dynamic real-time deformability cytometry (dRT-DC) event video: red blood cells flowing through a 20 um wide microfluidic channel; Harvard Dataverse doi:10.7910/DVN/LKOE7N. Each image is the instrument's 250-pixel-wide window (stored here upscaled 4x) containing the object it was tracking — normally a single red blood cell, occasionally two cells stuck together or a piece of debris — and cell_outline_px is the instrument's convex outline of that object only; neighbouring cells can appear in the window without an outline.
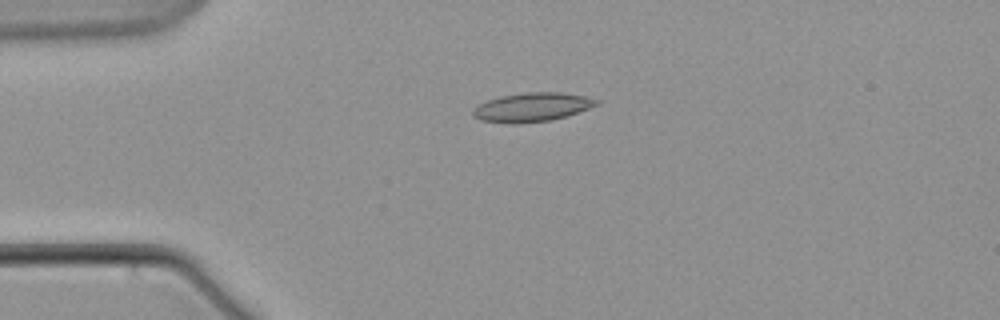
{"species": "common noctule bat (a hibernating species)", "species_latin": "Nyctalus noctula", "temperature_condition": "warm", "stored_images_in_passage": 6, "camera_frame_rate_fps": 3000, "um_per_image_px": 0.085, "animal": {"sex": "male", "body_mass_g": 21.5, "forearm_length_mm": 52.0}, "frame": {"image": 1, "passage_image": 5, "time_ms": 4.667, "image_size_px": [1000, 320], "cell_outline_px": [[600, 104], [552, 120], [516, 124], [512, 124], [480, 120], [472, 116], [472, 108], [488, 100], [500, 96], [528, 92], [560, 92], [584, 96], [600, 100]], "centroid_in_image_um": [45.19, 9.11], "position_along_channel_um": 39.8, "area_um2": 20.75}}